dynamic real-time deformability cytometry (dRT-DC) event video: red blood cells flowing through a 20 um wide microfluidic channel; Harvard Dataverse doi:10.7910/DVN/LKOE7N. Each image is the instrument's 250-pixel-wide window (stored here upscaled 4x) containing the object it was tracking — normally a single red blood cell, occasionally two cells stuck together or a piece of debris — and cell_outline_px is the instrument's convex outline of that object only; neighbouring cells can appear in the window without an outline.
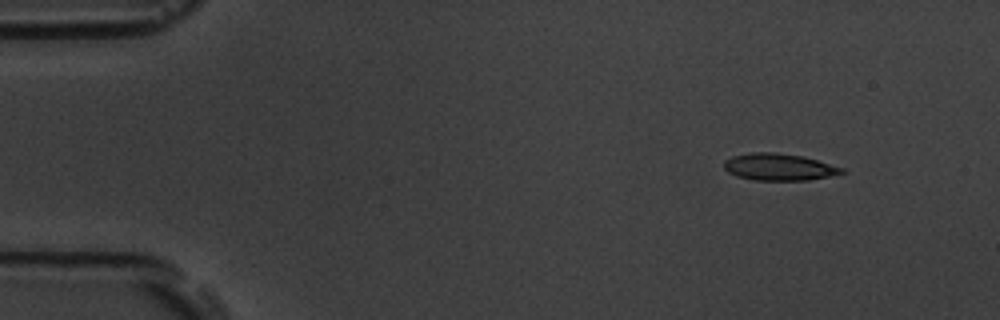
{"species": "common noctule bat (a hibernating species)", "species_latin": "Nyctalus noctula", "temperature_condition": "room temperature", "stored_images_in_passage": 50, "camera_frame_rate_fps": 3000, "um_per_image_px": 0.085, "animal": {"sex": "male", "body_mass_g": 19.5, "forearm_length_mm": 54.6}, "frame": {"image": 1, "passage_image": 1, "time_ms": 0.0, "image_size_px": [1000, 320], "cell_outline_px": [[844, 172], [828, 176], [808, 180], [752, 180], [736, 176], [728, 172], [724, 168], [724, 160], [732, 156], [752, 152], [772, 152], [804, 156], [844, 168]], "centroid_in_image_um": [66.17, 14.19], "position_along_channel_um": 18.8, "area_um2": 18.44}}
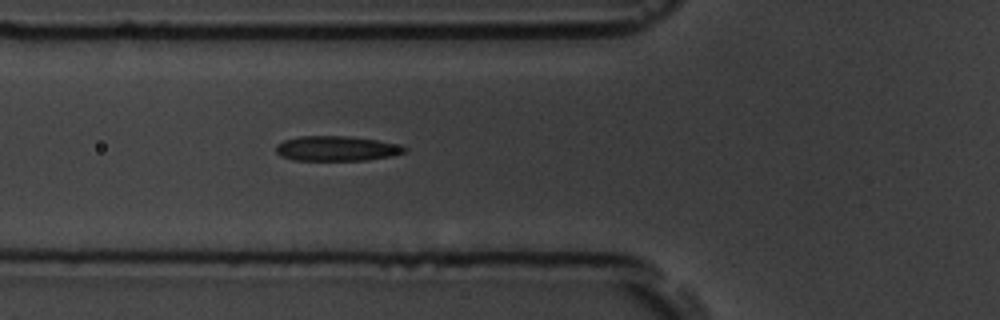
{"frame": {"image": 2, "passage_image": 15, "time_ms": 4.667, "image_size_px": [1000, 320], "cell_outline_px": [[408, 152], [392, 156], [368, 160], [292, 160], [280, 156], [276, 152], [276, 144], [284, 140], [300, 136], [348, 136], [376, 140], [396, 144], [408, 148]], "centroid_in_image_um": [28.61, 12.63], "position_along_channel_um": 97.2, "area_um2": 18.79}}
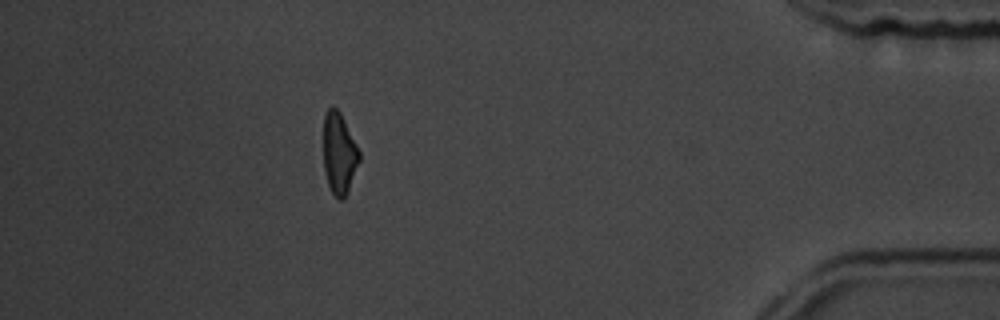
{"frame": {"image": 3, "passage_image": 44, "time_ms": 14.333, "image_size_px": [1000, 320], "cell_outline_px": [[360, 160], [348, 188], [344, 196], [340, 200], [332, 192], [328, 184], [324, 172], [324, 116], [328, 108], [336, 108], [340, 112], [360, 152]], "centroid_in_image_um": [28.82, 13.02], "position_along_channel_um": 406.4, "area_um2": 16.53}, "authors_computed_cell_mechanics": {"area_um2": 18.4671, "velocity_mm_per_s": 3.7162, "shape_relaxation_time_tau1_ms": 4.1207, "shape_relaxation_time_tau2_ms": 0.9328, "deformation_change_tau1": 0.1395, "deformation_change_tau2": 0.0874}}